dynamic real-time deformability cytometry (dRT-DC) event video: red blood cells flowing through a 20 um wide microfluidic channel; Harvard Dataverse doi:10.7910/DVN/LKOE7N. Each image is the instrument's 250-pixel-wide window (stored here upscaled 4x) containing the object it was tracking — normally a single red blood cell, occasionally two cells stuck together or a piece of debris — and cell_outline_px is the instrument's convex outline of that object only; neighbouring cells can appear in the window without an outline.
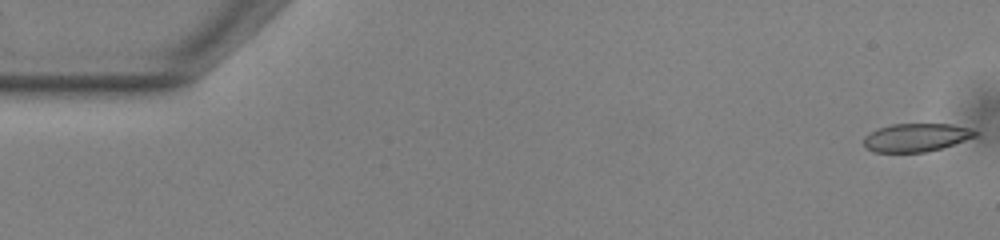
{"species": "common noctule bat (a hibernating species)", "species_latin": "Nyctalus noctula", "temperature_condition": "warm", "stored_images_in_passage": 53, "camera_frame_rate_fps": 3000, "um_per_image_px": 0.085, "animal": {"sex": "male", "body_mass_g": 13.0, "forearm_length_mm": 53.1}, "frame": {"image": 1, "passage_image": 1, "time_ms": 0.0, "image_size_px": [1000, 240], "cell_outline_px": [[976, 136], [940, 148], [924, 152], [872, 152], [864, 144], [864, 136], [880, 128], [892, 124], [952, 124], [968, 128], [976, 132]], "centroid_in_image_um": [77.84, 11.68], "position_along_channel_um": 7.2, "area_um2": 17.92}}
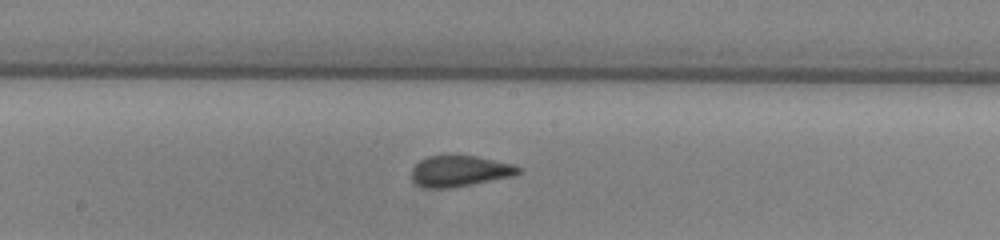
{"frame": {"image": 2, "passage_image": 28, "time_ms": 9.0, "image_size_px": [1000, 240], "cell_outline_px": [[524, 168], [520, 172], [512, 176], [452, 188], [424, 188], [416, 184], [412, 180], [412, 168], [420, 160], [428, 156], [476, 156], [512, 164]], "centroid_in_image_um": [39.06, 14.55], "position_along_channel_um": 209.1, "area_um2": 19.19}}
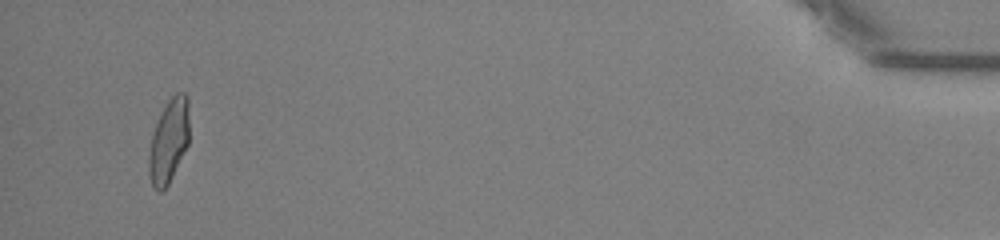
{"frame": {"image": 3, "passage_image": 51, "time_ms": 16.667, "image_size_px": [1000, 240], "cell_outline_px": [[188, 144], [168, 184], [160, 192], [156, 192], [152, 188], [148, 172], [148, 156], [152, 136], [156, 124], [168, 100], [176, 92], [184, 92], [188, 96]], "centroid_in_image_um": [14.33, 12.01], "position_along_channel_um": 420.9, "area_um2": 19.54}, "authors_computed_cell_mechanics": {"area_um2": 19.5364, "velocity_mm_per_s": 3.8585, "shape_relaxation_time_tau1_ms": 6.3414, "shape_relaxation_time_tau2_ms": 0.8787, "deformation_change_tau1": 0.2041, "deformation_change_tau2": 0.0566}}